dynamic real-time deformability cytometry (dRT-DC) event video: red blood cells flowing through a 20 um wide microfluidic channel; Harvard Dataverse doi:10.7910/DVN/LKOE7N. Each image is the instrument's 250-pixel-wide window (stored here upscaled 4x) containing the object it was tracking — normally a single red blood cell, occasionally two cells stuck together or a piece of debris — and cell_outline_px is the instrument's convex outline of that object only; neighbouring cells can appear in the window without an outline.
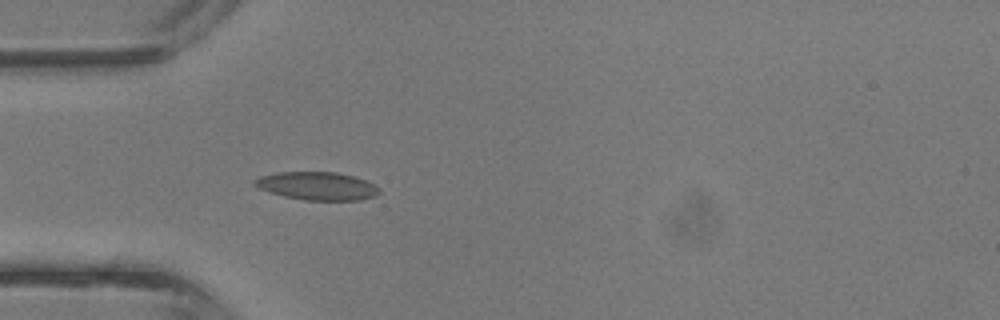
{"species": "common noctule bat (a hibernating species)", "species_latin": "Nyctalus noctula", "temperature_condition": "room temperature", "stored_images_in_passage": 4, "camera_frame_rate_fps": 3000, "um_per_image_px": 0.085, "animal": {"sex": "male", "body_mass_g": 13.3}, "frame": {"image": 1, "passage_image": 4, "time_ms": 1.0, "image_size_px": [1000, 320], "cell_outline_px": [[380, 192], [376, 196], [360, 200], [304, 200], [284, 196], [268, 192], [252, 184], [252, 180], [260, 176], [276, 172], [336, 172], [368, 180], [380, 188]], "centroid_in_image_um": [26.96, 15.8], "position_along_channel_um": 58.0, "area_um2": 20.58}}